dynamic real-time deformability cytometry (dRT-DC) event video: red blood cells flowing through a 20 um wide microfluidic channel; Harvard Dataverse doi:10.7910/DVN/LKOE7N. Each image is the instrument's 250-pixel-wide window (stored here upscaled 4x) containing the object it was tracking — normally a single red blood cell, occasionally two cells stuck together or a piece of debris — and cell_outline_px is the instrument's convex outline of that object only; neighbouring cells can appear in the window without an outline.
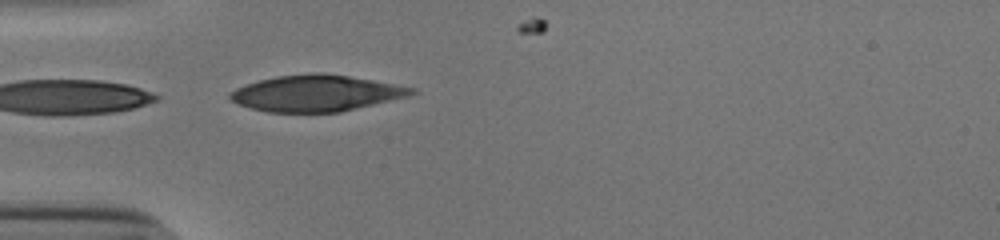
{"species": "human", "species_latin": "Homo sapiens", "temperature_condition": "cold", "stored_images_in_passage": 16, "camera_frame_rate_fps": 3000, "um_per_image_px": 0.085, "donor": {"sex": "male"}, "frame": {"image": 1, "passage_image": 16, "time_ms": 5.0, "image_size_px": [1000, 240], "cell_outline_px": [[416, 92], [408, 96], [340, 112], [268, 112], [252, 108], [240, 104], [232, 100], [228, 96], [236, 88], [260, 80], [276, 76], [308, 72], [324, 72], [372, 80], [416, 88]], "centroid_in_image_um": [26.89, 7.91], "position_along_channel_um": 58.1, "area_um2": 38.03}}